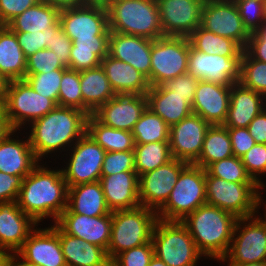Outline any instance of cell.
I'll use <instances>...</instances> for the list:
<instances>
[{
    "label": "cell",
    "mask_w": 266,
    "mask_h": 266,
    "mask_svg": "<svg viewBox=\"0 0 266 266\" xmlns=\"http://www.w3.org/2000/svg\"><path fill=\"white\" fill-rule=\"evenodd\" d=\"M23 178L0 171V202L17 201Z\"/></svg>",
    "instance_id": "cell-54"
},
{
    "label": "cell",
    "mask_w": 266,
    "mask_h": 266,
    "mask_svg": "<svg viewBox=\"0 0 266 266\" xmlns=\"http://www.w3.org/2000/svg\"><path fill=\"white\" fill-rule=\"evenodd\" d=\"M187 164L185 161L173 158L153 171L140 175L139 201L141 206L158 211L166 203L181 170Z\"/></svg>",
    "instance_id": "cell-15"
},
{
    "label": "cell",
    "mask_w": 266,
    "mask_h": 266,
    "mask_svg": "<svg viewBox=\"0 0 266 266\" xmlns=\"http://www.w3.org/2000/svg\"><path fill=\"white\" fill-rule=\"evenodd\" d=\"M62 213H74L88 217L112 213L104 198L100 181L68 187L67 208Z\"/></svg>",
    "instance_id": "cell-30"
},
{
    "label": "cell",
    "mask_w": 266,
    "mask_h": 266,
    "mask_svg": "<svg viewBox=\"0 0 266 266\" xmlns=\"http://www.w3.org/2000/svg\"><path fill=\"white\" fill-rule=\"evenodd\" d=\"M228 266H266V263L257 262V263H240V264H228Z\"/></svg>",
    "instance_id": "cell-66"
},
{
    "label": "cell",
    "mask_w": 266,
    "mask_h": 266,
    "mask_svg": "<svg viewBox=\"0 0 266 266\" xmlns=\"http://www.w3.org/2000/svg\"><path fill=\"white\" fill-rule=\"evenodd\" d=\"M58 236L67 266H102L109 259L103 248L70 236L59 227Z\"/></svg>",
    "instance_id": "cell-32"
},
{
    "label": "cell",
    "mask_w": 266,
    "mask_h": 266,
    "mask_svg": "<svg viewBox=\"0 0 266 266\" xmlns=\"http://www.w3.org/2000/svg\"><path fill=\"white\" fill-rule=\"evenodd\" d=\"M13 131L7 117H0V142Z\"/></svg>",
    "instance_id": "cell-59"
},
{
    "label": "cell",
    "mask_w": 266,
    "mask_h": 266,
    "mask_svg": "<svg viewBox=\"0 0 266 266\" xmlns=\"http://www.w3.org/2000/svg\"><path fill=\"white\" fill-rule=\"evenodd\" d=\"M265 97L258 92L235 82L231 86L230 103L226 120V128H247L250 122L264 109Z\"/></svg>",
    "instance_id": "cell-26"
},
{
    "label": "cell",
    "mask_w": 266,
    "mask_h": 266,
    "mask_svg": "<svg viewBox=\"0 0 266 266\" xmlns=\"http://www.w3.org/2000/svg\"><path fill=\"white\" fill-rule=\"evenodd\" d=\"M109 36L72 40L69 69L82 71L100 66L108 55Z\"/></svg>",
    "instance_id": "cell-34"
},
{
    "label": "cell",
    "mask_w": 266,
    "mask_h": 266,
    "mask_svg": "<svg viewBox=\"0 0 266 266\" xmlns=\"http://www.w3.org/2000/svg\"><path fill=\"white\" fill-rule=\"evenodd\" d=\"M256 144H266V109L264 108L247 127Z\"/></svg>",
    "instance_id": "cell-56"
},
{
    "label": "cell",
    "mask_w": 266,
    "mask_h": 266,
    "mask_svg": "<svg viewBox=\"0 0 266 266\" xmlns=\"http://www.w3.org/2000/svg\"><path fill=\"white\" fill-rule=\"evenodd\" d=\"M40 166L37 165L23 179L17 204L36 223L48 216L56 222L67 208L68 186L62 170Z\"/></svg>",
    "instance_id": "cell-1"
},
{
    "label": "cell",
    "mask_w": 266,
    "mask_h": 266,
    "mask_svg": "<svg viewBox=\"0 0 266 266\" xmlns=\"http://www.w3.org/2000/svg\"><path fill=\"white\" fill-rule=\"evenodd\" d=\"M59 21L64 33L71 39L109 36L107 9L93 6H76L61 9Z\"/></svg>",
    "instance_id": "cell-17"
},
{
    "label": "cell",
    "mask_w": 266,
    "mask_h": 266,
    "mask_svg": "<svg viewBox=\"0 0 266 266\" xmlns=\"http://www.w3.org/2000/svg\"><path fill=\"white\" fill-rule=\"evenodd\" d=\"M169 133L170 126L148 107L132 130L135 144L169 141Z\"/></svg>",
    "instance_id": "cell-40"
},
{
    "label": "cell",
    "mask_w": 266,
    "mask_h": 266,
    "mask_svg": "<svg viewBox=\"0 0 266 266\" xmlns=\"http://www.w3.org/2000/svg\"><path fill=\"white\" fill-rule=\"evenodd\" d=\"M259 188L262 187L258 183L227 182L214 176H206L207 204L227 211L236 218H249L261 205Z\"/></svg>",
    "instance_id": "cell-8"
},
{
    "label": "cell",
    "mask_w": 266,
    "mask_h": 266,
    "mask_svg": "<svg viewBox=\"0 0 266 266\" xmlns=\"http://www.w3.org/2000/svg\"><path fill=\"white\" fill-rule=\"evenodd\" d=\"M200 27L216 35L232 39L243 50L251 34L243 25L233 0H205Z\"/></svg>",
    "instance_id": "cell-12"
},
{
    "label": "cell",
    "mask_w": 266,
    "mask_h": 266,
    "mask_svg": "<svg viewBox=\"0 0 266 266\" xmlns=\"http://www.w3.org/2000/svg\"><path fill=\"white\" fill-rule=\"evenodd\" d=\"M210 124L197 114H190L170 127L169 145L173 158L193 164L200 156Z\"/></svg>",
    "instance_id": "cell-18"
},
{
    "label": "cell",
    "mask_w": 266,
    "mask_h": 266,
    "mask_svg": "<svg viewBox=\"0 0 266 266\" xmlns=\"http://www.w3.org/2000/svg\"><path fill=\"white\" fill-rule=\"evenodd\" d=\"M125 171H135L134 151L106 152L101 176H110Z\"/></svg>",
    "instance_id": "cell-48"
},
{
    "label": "cell",
    "mask_w": 266,
    "mask_h": 266,
    "mask_svg": "<svg viewBox=\"0 0 266 266\" xmlns=\"http://www.w3.org/2000/svg\"><path fill=\"white\" fill-rule=\"evenodd\" d=\"M154 256V245L150 241L146 244L125 250L118 254L113 260L118 266H149Z\"/></svg>",
    "instance_id": "cell-50"
},
{
    "label": "cell",
    "mask_w": 266,
    "mask_h": 266,
    "mask_svg": "<svg viewBox=\"0 0 266 266\" xmlns=\"http://www.w3.org/2000/svg\"><path fill=\"white\" fill-rule=\"evenodd\" d=\"M80 88L83 112L89 116L116 95L101 65L80 71Z\"/></svg>",
    "instance_id": "cell-31"
},
{
    "label": "cell",
    "mask_w": 266,
    "mask_h": 266,
    "mask_svg": "<svg viewBox=\"0 0 266 266\" xmlns=\"http://www.w3.org/2000/svg\"><path fill=\"white\" fill-rule=\"evenodd\" d=\"M47 4L57 7L58 9L73 8L82 6V0H42Z\"/></svg>",
    "instance_id": "cell-58"
},
{
    "label": "cell",
    "mask_w": 266,
    "mask_h": 266,
    "mask_svg": "<svg viewBox=\"0 0 266 266\" xmlns=\"http://www.w3.org/2000/svg\"><path fill=\"white\" fill-rule=\"evenodd\" d=\"M61 26L58 21L53 27L37 32H14L16 34L18 44L20 45L25 57L46 49L50 46L54 32Z\"/></svg>",
    "instance_id": "cell-45"
},
{
    "label": "cell",
    "mask_w": 266,
    "mask_h": 266,
    "mask_svg": "<svg viewBox=\"0 0 266 266\" xmlns=\"http://www.w3.org/2000/svg\"><path fill=\"white\" fill-rule=\"evenodd\" d=\"M154 255L167 266H196L202 255L181 221L158 219L152 234Z\"/></svg>",
    "instance_id": "cell-7"
},
{
    "label": "cell",
    "mask_w": 266,
    "mask_h": 266,
    "mask_svg": "<svg viewBox=\"0 0 266 266\" xmlns=\"http://www.w3.org/2000/svg\"><path fill=\"white\" fill-rule=\"evenodd\" d=\"M205 170L206 176H214L227 182L256 183L247 173L241 158L234 155L210 164Z\"/></svg>",
    "instance_id": "cell-41"
},
{
    "label": "cell",
    "mask_w": 266,
    "mask_h": 266,
    "mask_svg": "<svg viewBox=\"0 0 266 266\" xmlns=\"http://www.w3.org/2000/svg\"><path fill=\"white\" fill-rule=\"evenodd\" d=\"M87 133L106 152L134 151L135 139L132 132L106 126L92 114L87 119Z\"/></svg>",
    "instance_id": "cell-36"
},
{
    "label": "cell",
    "mask_w": 266,
    "mask_h": 266,
    "mask_svg": "<svg viewBox=\"0 0 266 266\" xmlns=\"http://www.w3.org/2000/svg\"><path fill=\"white\" fill-rule=\"evenodd\" d=\"M206 170L188 163L180 172L166 203L157 211L158 219L182 221L206 200Z\"/></svg>",
    "instance_id": "cell-6"
},
{
    "label": "cell",
    "mask_w": 266,
    "mask_h": 266,
    "mask_svg": "<svg viewBox=\"0 0 266 266\" xmlns=\"http://www.w3.org/2000/svg\"><path fill=\"white\" fill-rule=\"evenodd\" d=\"M102 266H118L113 259H108Z\"/></svg>",
    "instance_id": "cell-68"
},
{
    "label": "cell",
    "mask_w": 266,
    "mask_h": 266,
    "mask_svg": "<svg viewBox=\"0 0 266 266\" xmlns=\"http://www.w3.org/2000/svg\"><path fill=\"white\" fill-rule=\"evenodd\" d=\"M58 106L72 107L83 111L80 71L67 68L63 72L59 88Z\"/></svg>",
    "instance_id": "cell-43"
},
{
    "label": "cell",
    "mask_w": 266,
    "mask_h": 266,
    "mask_svg": "<svg viewBox=\"0 0 266 266\" xmlns=\"http://www.w3.org/2000/svg\"><path fill=\"white\" fill-rule=\"evenodd\" d=\"M146 97L148 108L159 115L170 127L193 113L192 103L195 95L174 94L163 84L150 87Z\"/></svg>",
    "instance_id": "cell-27"
},
{
    "label": "cell",
    "mask_w": 266,
    "mask_h": 266,
    "mask_svg": "<svg viewBox=\"0 0 266 266\" xmlns=\"http://www.w3.org/2000/svg\"><path fill=\"white\" fill-rule=\"evenodd\" d=\"M100 65L115 94L146 95L150 89L147 77L129 63L122 62L108 54L102 59Z\"/></svg>",
    "instance_id": "cell-28"
},
{
    "label": "cell",
    "mask_w": 266,
    "mask_h": 266,
    "mask_svg": "<svg viewBox=\"0 0 266 266\" xmlns=\"http://www.w3.org/2000/svg\"><path fill=\"white\" fill-rule=\"evenodd\" d=\"M66 69L52 70L47 73L31 74L24 80L39 94L51 98L58 106L60 82Z\"/></svg>",
    "instance_id": "cell-44"
},
{
    "label": "cell",
    "mask_w": 266,
    "mask_h": 266,
    "mask_svg": "<svg viewBox=\"0 0 266 266\" xmlns=\"http://www.w3.org/2000/svg\"><path fill=\"white\" fill-rule=\"evenodd\" d=\"M26 57L16 34L7 26H0V74L9 82L24 80Z\"/></svg>",
    "instance_id": "cell-33"
},
{
    "label": "cell",
    "mask_w": 266,
    "mask_h": 266,
    "mask_svg": "<svg viewBox=\"0 0 266 266\" xmlns=\"http://www.w3.org/2000/svg\"><path fill=\"white\" fill-rule=\"evenodd\" d=\"M164 36L189 37L199 26L205 0H156Z\"/></svg>",
    "instance_id": "cell-16"
},
{
    "label": "cell",
    "mask_w": 266,
    "mask_h": 266,
    "mask_svg": "<svg viewBox=\"0 0 266 266\" xmlns=\"http://www.w3.org/2000/svg\"><path fill=\"white\" fill-rule=\"evenodd\" d=\"M147 107L146 95L116 94L92 115L106 126L132 132Z\"/></svg>",
    "instance_id": "cell-19"
},
{
    "label": "cell",
    "mask_w": 266,
    "mask_h": 266,
    "mask_svg": "<svg viewBox=\"0 0 266 266\" xmlns=\"http://www.w3.org/2000/svg\"><path fill=\"white\" fill-rule=\"evenodd\" d=\"M255 1H260V2H265L266 3V0H255Z\"/></svg>",
    "instance_id": "cell-69"
},
{
    "label": "cell",
    "mask_w": 266,
    "mask_h": 266,
    "mask_svg": "<svg viewBox=\"0 0 266 266\" xmlns=\"http://www.w3.org/2000/svg\"><path fill=\"white\" fill-rule=\"evenodd\" d=\"M231 86L200 80L192 103L193 113L210 125H223L229 109Z\"/></svg>",
    "instance_id": "cell-22"
},
{
    "label": "cell",
    "mask_w": 266,
    "mask_h": 266,
    "mask_svg": "<svg viewBox=\"0 0 266 266\" xmlns=\"http://www.w3.org/2000/svg\"><path fill=\"white\" fill-rule=\"evenodd\" d=\"M190 45L203 53L235 57L242 48L232 39L216 35L200 26L188 37Z\"/></svg>",
    "instance_id": "cell-38"
},
{
    "label": "cell",
    "mask_w": 266,
    "mask_h": 266,
    "mask_svg": "<svg viewBox=\"0 0 266 266\" xmlns=\"http://www.w3.org/2000/svg\"><path fill=\"white\" fill-rule=\"evenodd\" d=\"M260 219L262 218H254V216L237 218L233 230L232 244H230L227 254L220 259L221 261L225 262L229 258V264L266 263V223ZM246 221L249 223L239 231L240 226L244 222L246 224ZM238 231L240 234L235 237Z\"/></svg>",
    "instance_id": "cell-11"
},
{
    "label": "cell",
    "mask_w": 266,
    "mask_h": 266,
    "mask_svg": "<svg viewBox=\"0 0 266 266\" xmlns=\"http://www.w3.org/2000/svg\"><path fill=\"white\" fill-rule=\"evenodd\" d=\"M111 2L112 0H82V5L107 9Z\"/></svg>",
    "instance_id": "cell-61"
},
{
    "label": "cell",
    "mask_w": 266,
    "mask_h": 266,
    "mask_svg": "<svg viewBox=\"0 0 266 266\" xmlns=\"http://www.w3.org/2000/svg\"><path fill=\"white\" fill-rule=\"evenodd\" d=\"M55 224L64 233L97 245L107 252L111 236L112 213L94 217L61 213Z\"/></svg>",
    "instance_id": "cell-21"
},
{
    "label": "cell",
    "mask_w": 266,
    "mask_h": 266,
    "mask_svg": "<svg viewBox=\"0 0 266 266\" xmlns=\"http://www.w3.org/2000/svg\"><path fill=\"white\" fill-rule=\"evenodd\" d=\"M243 49L235 57L200 52L190 45L188 73L199 80L232 85L240 80Z\"/></svg>",
    "instance_id": "cell-14"
},
{
    "label": "cell",
    "mask_w": 266,
    "mask_h": 266,
    "mask_svg": "<svg viewBox=\"0 0 266 266\" xmlns=\"http://www.w3.org/2000/svg\"><path fill=\"white\" fill-rule=\"evenodd\" d=\"M67 69L59 61L55 52L48 48L37 51L26 58L25 76L47 73L52 70Z\"/></svg>",
    "instance_id": "cell-47"
},
{
    "label": "cell",
    "mask_w": 266,
    "mask_h": 266,
    "mask_svg": "<svg viewBox=\"0 0 266 266\" xmlns=\"http://www.w3.org/2000/svg\"><path fill=\"white\" fill-rule=\"evenodd\" d=\"M16 257H17L16 254H12L10 266H38L35 264H31V263H25L21 260L17 261L18 259H20V257L19 258H16Z\"/></svg>",
    "instance_id": "cell-63"
},
{
    "label": "cell",
    "mask_w": 266,
    "mask_h": 266,
    "mask_svg": "<svg viewBox=\"0 0 266 266\" xmlns=\"http://www.w3.org/2000/svg\"><path fill=\"white\" fill-rule=\"evenodd\" d=\"M37 223L25 214L17 201L0 202V247L16 253ZM33 228V229H32Z\"/></svg>",
    "instance_id": "cell-24"
},
{
    "label": "cell",
    "mask_w": 266,
    "mask_h": 266,
    "mask_svg": "<svg viewBox=\"0 0 266 266\" xmlns=\"http://www.w3.org/2000/svg\"><path fill=\"white\" fill-rule=\"evenodd\" d=\"M200 80L195 76L185 73L167 80L163 85L174 94L195 95L197 84Z\"/></svg>",
    "instance_id": "cell-55"
},
{
    "label": "cell",
    "mask_w": 266,
    "mask_h": 266,
    "mask_svg": "<svg viewBox=\"0 0 266 266\" xmlns=\"http://www.w3.org/2000/svg\"><path fill=\"white\" fill-rule=\"evenodd\" d=\"M149 266H167L161 259L157 256H153L150 260Z\"/></svg>",
    "instance_id": "cell-65"
},
{
    "label": "cell",
    "mask_w": 266,
    "mask_h": 266,
    "mask_svg": "<svg viewBox=\"0 0 266 266\" xmlns=\"http://www.w3.org/2000/svg\"><path fill=\"white\" fill-rule=\"evenodd\" d=\"M11 257L12 254L0 247V266H10Z\"/></svg>",
    "instance_id": "cell-62"
},
{
    "label": "cell",
    "mask_w": 266,
    "mask_h": 266,
    "mask_svg": "<svg viewBox=\"0 0 266 266\" xmlns=\"http://www.w3.org/2000/svg\"><path fill=\"white\" fill-rule=\"evenodd\" d=\"M188 37L163 36L152 40L150 87L188 73Z\"/></svg>",
    "instance_id": "cell-9"
},
{
    "label": "cell",
    "mask_w": 266,
    "mask_h": 266,
    "mask_svg": "<svg viewBox=\"0 0 266 266\" xmlns=\"http://www.w3.org/2000/svg\"><path fill=\"white\" fill-rule=\"evenodd\" d=\"M244 51L251 58L266 63V40H248Z\"/></svg>",
    "instance_id": "cell-57"
},
{
    "label": "cell",
    "mask_w": 266,
    "mask_h": 266,
    "mask_svg": "<svg viewBox=\"0 0 266 266\" xmlns=\"http://www.w3.org/2000/svg\"><path fill=\"white\" fill-rule=\"evenodd\" d=\"M233 155L228 129L223 125H210L201 154L193 164L206 169L210 164Z\"/></svg>",
    "instance_id": "cell-37"
},
{
    "label": "cell",
    "mask_w": 266,
    "mask_h": 266,
    "mask_svg": "<svg viewBox=\"0 0 266 266\" xmlns=\"http://www.w3.org/2000/svg\"><path fill=\"white\" fill-rule=\"evenodd\" d=\"M41 0H0V26H6L12 19Z\"/></svg>",
    "instance_id": "cell-51"
},
{
    "label": "cell",
    "mask_w": 266,
    "mask_h": 266,
    "mask_svg": "<svg viewBox=\"0 0 266 266\" xmlns=\"http://www.w3.org/2000/svg\"><path fill=\"white\" fill-rule=\"evenodd\" d=\"M15 254L25 263L38 266H67L56 224L44 230L34 229Z\"/></svg>",
    "instance_id": "cell-20"
},
{
    "label": "cell",
    "mask_w": 266,
    "mask_h": 266,
    "mask_svg": "<svg viewBox=\"0 0 266 266\" xmlns=\"http://www.w3.org/2000/svg\"><path fill=\"white\" fill-rule=\"evenodd\" d=\"M227 129L234 156L241 157L256 144L247 128L240 127Z\"/></svg>",
    "instance_id": "cell-53"
},
{
    "label": "cell",
    "mask_w": 266,
    "mask_h": 266,
    "mask_svg": "<svg viewBox=\"0 0 266 266\" xmlns=\"http://www.w3.org/2000/svg\"><path fill=\"white\" fill-rule=\"evenodd\" d=\"M72 47V40L64 33L60 26L52 36L51 44L48 47L59 57L60 63L69 68L70 65V51Z\"/></svg>",
    "instance_id": "cell-52"
},
{
    "label": "cell",
    "mask_w": 266,
    "mask_h": 266,
    "mask_svg": "<svg viewBox=\"0 0 266 266\" xmlns=\"http://www.w3.org/2000/svg\"><path fill=\"white\" fill-rule=\"evenodd\" d=\"M238 8L243 25L252 33L266 19V3L255 0H233Z\"/></svg>",
    "instance_id": "cell-46"
},
{
    "label": "cell",
    "mask_w": 266,
    "mask_h": 266,
    "mask_svg": "<svg viewBox=\"0 0 266 266\" xmlns=\"http://www.w3.org/2000/svg\"><path fill=\"white\" fill-rule=\"evenodd\" d=\"M248 40H266V19L256 31L250 34Z\"/></svg>",
    "instance_id": "cell-60"
},
{
    "label": "cell",
    "mask_w": 266,
    "mask_h": 266,
    "mask_svg": "<svg viewBox=\"0 0 266 266\" xmlns=\"http://www.w3.org/2000/svg\"><path fill=\"white\" fill-rule=\"evenodd\" d=\"M5 106L9 124L16 131L25 122L42 118L57 104L34 91L25 80H12L6 85Z\"/></svg>",
    "instance_id": "cell-10"
},
{
    "label": "cell",
    "mask_w": 266,
    "mask_h": 266,
    "mask_svg": "<svg viewBox=\"0 0 266 266\" xmlns=\"http://www.w3.org/2000/svg\"><path fill=\"white\" fill-rule=\"evenodd\" d=\"M134 155L138 176L153 171L173 159L169 141L135 144Z\"/></svg>",
    "instance_id": "cell-39"
},
{
    "label": "cell",
    "mask_w": 266,
    "mask_h": 266,
    "mask_svg": "<svg viewBox=\"0 0 266 266\" xmlns=\"http://www.w3.org/2000/svg\"><path fill=\"white\" fill-rule=\"evenodd\" d=\"M7 80L0 74V93H5Z\"/></svg>",
    "instance_id": "cell-67"
},
{
    "label": "cell",
    "mask_w": 266,
    "mask_h": 266,
    "mask_svg": "<svg viewBox=\"0 0 266 266\" xmlns=\"http://www.w3.org/2000/svg\"><path fill=\"white\" fill-rule=\"evenodd\" d=\"M239 82L251 90L266 96V63L251 58L245 51L241 58Z\"/></svg>",
    "instance_id": "cell-42"
},
{
    "label": "cell",
    "mask_w": 266,
    "mask_h": 266,
    "mask_svg": "<svg viewBox=\"0 0 266 266\" xmlns=\"http://www.w3.org/2000/svg\"><path fill=\"white\" fill-rule=\"evenodd\" d=\"M88 116L77 108L56 106L33 121L29 141L35 157L39 160L43 155L79 140L87 132Z\"/></svg>",
    "instance_id": "cell-2"
},
{
    "label": "cell",
    "mask_w": 266,
    "mask_h": 266,
    "mask_svg": "<svg viewBox=\"0 0 266 266\" xmlns=\"http://www.w3.org/2000/svg\"><path fill=\"white\" fill-rule=\"evenodd\" d=\"M0 117H6L5 93H0Z\"/></svg>",
    "instance_id": "cell-64"
},
{
    "label": "cell",
    "mask_w": 266,
    "mask_h": 266,
    "mask_svg": "<svg viewBox=\"0 0 266 266\" xmlns=\"http://www.w3.org/2000/svg\"><path fill=\"white\" fill-rule=\"evenodd\" d=\"M152 40L110 31L108 54L144 74L150 84Z\"/></svg>",
    "instance_id": "cell-23"
},
{
    "label": "cell",
    "mask_w": 266,
    "mask_h": 266,
    "mask_svg": "<svg viewBox=\"0 0 266 266\" xmlns=\"http://www.w3.org/2000/svg\"><path fill=\"white\" fill-rule=\"evenodd\" d=\"M73 145L67 169H62L67 186L99 181L106 151L87 132Z\"/></svg>",
    "instance_id": "cell-13"
},
{
    "label": "cell",
    "mask_w": 266,
    "mask_h": 266,
    "mask_svg": "<svg viewBox=\"0 0 266 266\" xmlns=\"http://www.w3.org/2000/svg\"><path fill=\"white\" fill-rule=\"evenodd\" d=\"M60 9L40 1L12 19L6 26L13 32H37L53 27L59 21Z\"/></svg>",
    "instance_id": "cell-35"
},
{
    "label": "cell",
    "mask_w": 266,
    "mask_h": 266,
    "mask_svg": "<svg viewBox=\"0 0 266 266\" xmlns=\"http://www.w3.org/2000/svg\"><path fill=\"white\" fill-rule=\"evenodd\" d=\"M107 12L110 31L151 40L164 36L156 0H112Z\"/></svg>",
    "instance_id": "cell-4"
},
{
    "label": "cell",
    "mask_w": 266,
    "mask_h": 266,
    "mask_svg": "<svg viewBox=\"0 0 266 266\" xmlns=\"http://www.w3.org/2000/svg\"><path fill=\"white\" fill-rule=\"evenodd\" d=\"M13 130L0 142V171L23 179L38 165L29 138L20 141L11 139Z\"/></svg>",
    "instance_id": "cell-29"
},
{
    "label": "cell",
    "mask_w": 266,
    "mask_h": 266,
    "mask_svg": "<svg viewBox=\"0 0 266 266\" xmlns=\"http://www.w3.org/2000/svg\"><path fill=\"white\" fill-rule=\"evenodd\" d=\"M99 181L111 212L141 206L139 201V176L136 171L101 176Z\"/></svg>",
    "instance_id": "cell-25"
},
{
    "label": "cell",
    "mask_w": 266,
    "mask_h": 266,
    "mask_svg": "<svg viewBox=\"0 0 266 266\" xmlns=\"http://www.w3.org/2000/svg\"><path fill=\"white\" fill-rule=\"evenodd\" d=\"M157 220V212L144 206L113 211L108 258L114 259L125 250L152 241Z\"/></svg>",
    "instance_id": "cell-5"
},
{
    "label": "cell",
    "mask_w": 266,
    "mask_h": 266,
    "mask_svg": "<svg viewBox=\"0 0 266 266\" xmlns=\"http://www.w3.org/2000/svg\"><path fill=\"white\" fill-rule=\"evenodd\" d=\"M240 158L251 178L262 188L265 187L257 176L266 173V144H255Z\"/></svg>",
    "instance_id": "cell-49"
},
{
    "label": "cell",
    "mask_w": 266,
    "mask_h": 266,
    "mask_svg": "<svg viewBox=\"0 0 266 266\" xmlns=\"http://www.w3.org/2000/svg\"><path fill=\"white\" fill-rule=\"evenodd\" d=\"M236 220L233 214L206 203L181 222L202 255L220 260L229 250Z\"/></svg>",
    "instance_id": "cell-3"
}]
</instances>
